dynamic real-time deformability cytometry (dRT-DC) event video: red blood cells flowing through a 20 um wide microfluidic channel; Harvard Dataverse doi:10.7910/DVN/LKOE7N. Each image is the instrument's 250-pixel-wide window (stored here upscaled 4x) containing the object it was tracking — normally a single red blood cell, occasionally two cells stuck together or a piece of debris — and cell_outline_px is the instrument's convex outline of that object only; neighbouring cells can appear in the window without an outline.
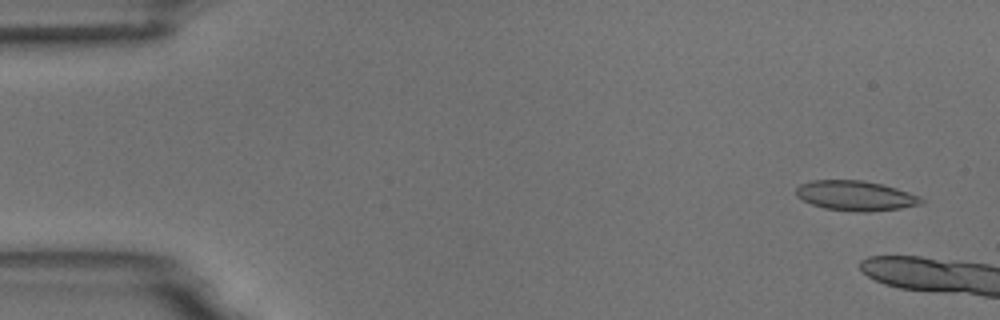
{"species": "common noctule bat (a hibernating species)", "species_latin": "Nyctalus noctula", "temperature_condition": "room temperature", "stored_images_in_passage": 3, "camera_frame_rate_fps": 3000, "um_per_image_px": 0.085, "animal": {"sex": "male", "body_mass_g": 18.8}, "frame": {"image": 1, "passage_image": 1, "time_ms": 0.0, "image_size_px": [1000, 320], "cell_outline_px": [[924, 204], [900, 208], [868, 212], [856, 212], [824, 208], [812, 204], [796, 196], [796, 188], [800, 184], [812, 180], [860, 180], [880, 184], [896, 188], [920, 196], [924, 200]], "centroid_in_image_um": [72.73, 16.64], "position_along_channel_um": 12.3, "area_um2": 21.79}}